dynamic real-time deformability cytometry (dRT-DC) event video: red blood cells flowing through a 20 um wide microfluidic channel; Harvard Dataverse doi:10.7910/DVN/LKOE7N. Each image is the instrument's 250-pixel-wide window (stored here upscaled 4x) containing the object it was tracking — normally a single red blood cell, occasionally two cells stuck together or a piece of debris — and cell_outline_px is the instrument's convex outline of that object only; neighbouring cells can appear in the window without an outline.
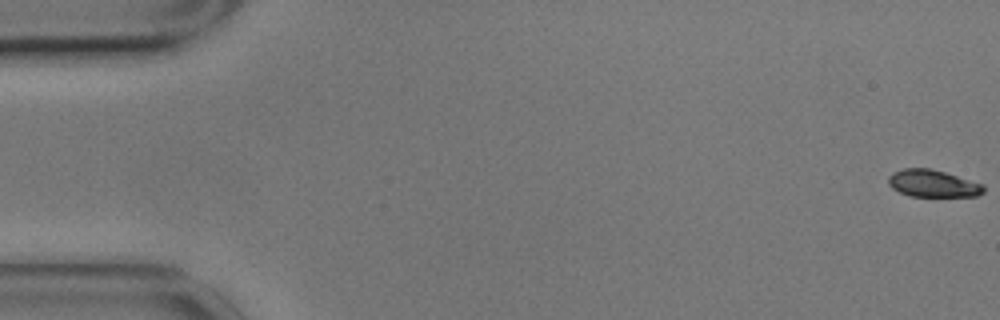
{"species": "common noctule bat (a hibernating species)", "species_latin": "Nyctalus noctula", "temperature_condition": "cold", "stored_images_in_passage": 15, "camera_frame_rate_fps": 3000, "um_per_image_px": 0.085, "animal": {"sex": "male", "body_mass_g": 17.9}, "frame": {"image": 1, "passage_image": 1, "time_ms": 0.0, "image_size_px": [1000, 320], "cell_outline_px": [[984, 192], [976, 196], [912, 196], [900, 192], [892, 188], [888, 184], [888, 176], [892, 172], [904, 168], [928, 168], [944, 172], [984, 184]], "centroid_in_image_um": [79.27, 15.59], "position_along_channel_um": 5.7, "area_um2": 15.03}}
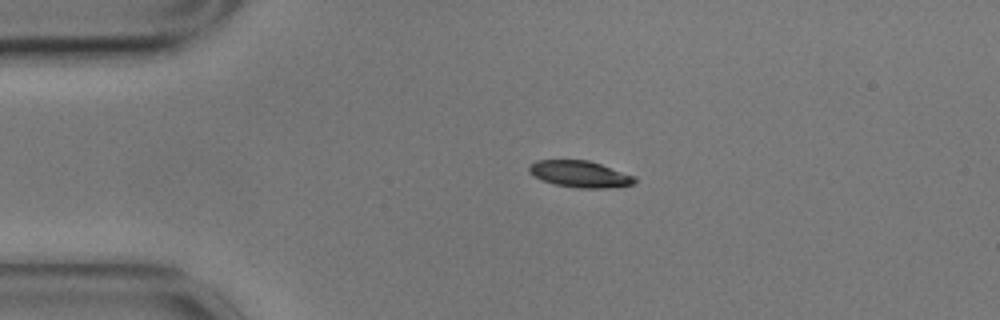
{"frame": {"image": 2, "passage_image": 13, "time_ms": 4.0, "image_size_px": [1000, 320], "cell_outline_px": [[636, 180], [632, 184], [604, 188], [580, 188], [556, 184], [544, 180], [528, 172], [528, 168], [536, 160], [588, 160], [636, 176]], "centroid_in_image_um": [49.31, 14.78], "position_along_channel_um": 35.7, "area_um2": 16.01}}